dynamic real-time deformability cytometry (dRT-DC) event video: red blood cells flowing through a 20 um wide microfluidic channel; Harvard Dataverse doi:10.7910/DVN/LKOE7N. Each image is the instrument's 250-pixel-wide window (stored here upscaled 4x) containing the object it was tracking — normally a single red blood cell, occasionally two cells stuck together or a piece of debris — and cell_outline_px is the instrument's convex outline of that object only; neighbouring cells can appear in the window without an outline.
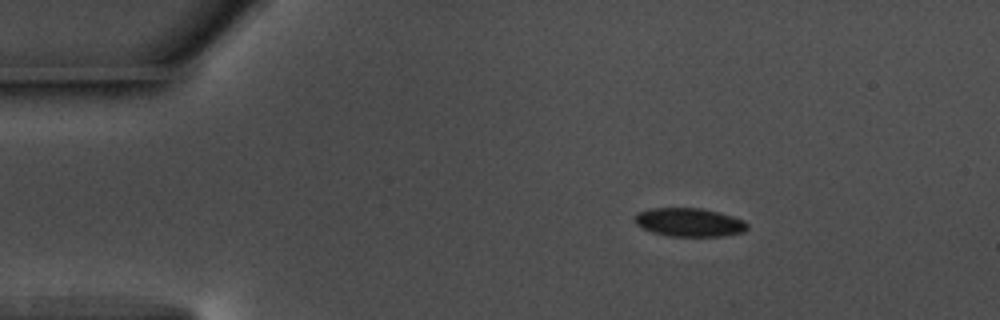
{"species": "common noctule bat (a hibernating species)", "species_latin": "Nyctalus noctula", "temperature_condition": "warm", "stored_images_in_passage": 48, "camera_frame_rate_fps": 3000, "um_per_image_px": 0.085, "animal": {"sex": "male", "body_mass_g": 17.5, "forearm_length_mm": 52.3}, "frame": {"image": 1, "passage_image": 1, "time_ms": 0.0, "image_size_px": [1000, 320], "cell_outline_px": [[748, 228], [744, 232], [724, 236], [668, 236], [652, 232], [636, 224], [636, 212], [652, 208], [700, 208], [732, 216], [744, 220], [748, 224]], "centroid_in_image_um": [58.61, 18.9], "position_along_channel_um": 26.4, "area_um2": 18.61}}
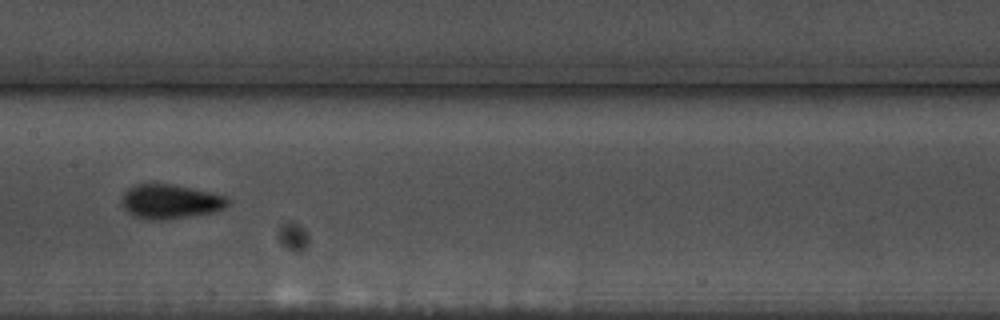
{"frame": {"image": 2, "passage_image": 20, "time_ms": 6.333, "image_size_px": [1000, 320], "cell_outline_px": [[232, 204], [228, 208], [212, 212], [164, 220], [152, 220], [132, 216], [124, 208], [120, 200], [124, 192], [128, 188], [136, 184], [172, 184], [228, 196], [232, 200]], "centroid_in_image_um": [14.51, 17.13], "position_along_channel_um": 192.9, "area_um2": 21.5}}
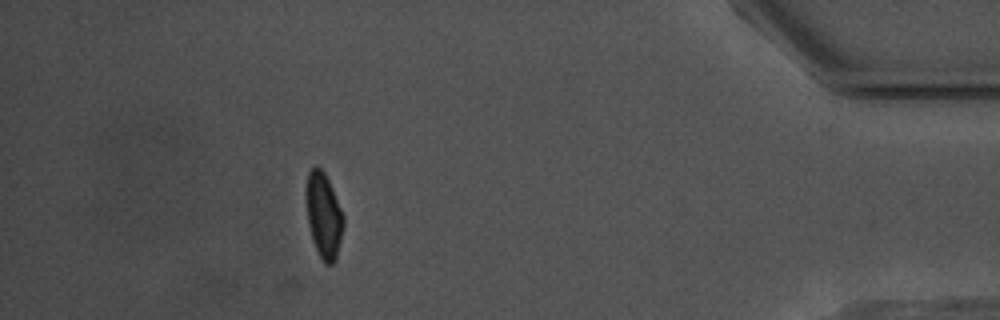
{"frame": {"image": 3, "passage_image": 42, "time_ms": 13.667, "image_size_px": [1000, 320], "cell_outline_px": [[344, 224], [336, 260], [332, 264], [324, 264], [312, 240], [308, 224], [304, 192], [308, 172], [316, 164], [324, 172], [332, 188], [344, 216]], "centroid_in_image_um": [27.49, 18.29], "position_along_channel_um": 407.7, "area_um2": 18.79}, "authors_computed_cell_mechanics": {"area_um2": 19.2185, "velocity_mm_per_s": 3.6523, "shape_relaxation_time_tau1_ms": 4.8221, "shape_relaxation_time_tau2_ms": 1.0303, "deformation_change_tau1": 0.1142, "deformation_change_tau2": 0.0685}}